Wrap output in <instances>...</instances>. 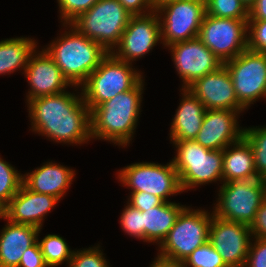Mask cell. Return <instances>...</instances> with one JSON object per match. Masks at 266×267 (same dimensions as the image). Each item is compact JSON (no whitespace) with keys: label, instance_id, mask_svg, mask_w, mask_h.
Listing matches in <instances>:
<instances>
[{"label":"cell","instance_id":"35","mask_svg":"<svg viewBox=\"0 0 266 267\" xmlns=\"http://www.w3.org/2000/svg\"><path fill=\"white\" fill-rule=\"evenodd\" d=\"M250 243L244 267H266V239L254 238Z\"/></svg>","mask_w":266,"mask_h":267},{"label":"cell","instance_id":"6","mask_svg":"<svg viewBox=\"0 0 266 267\" xmlns=\"http://www.w3.org/2000/svg\"><path fill=\"white\" fill-rule=\"evenodd\" d=\"M131 17L132 14L118 0H98L70 24L111 53L119 44Z\"/></svg>","mask_w":266,"mask_h":267},{"label":"cell","instance_id":"15","mask_svg":"<svg viewBox=\"0 0 266 267\" xmlns=\"http://www.w3.org/2000/svg\"><path fill=\"white\" fill-rule=\"evenodd\" d=\"M172 52L182 88H188L204 75L217 70L222 61L198 38L177 42L168 46Z\"/></svg>","mask_w":266,"mask_h":267},{"label":"cell","instance_id":"21","mask_svg":"<svg viewBox=\"0 0 266 267\" xmlns=\"http://www.w3.org/2000/svg\"><path fill=\"white\" fill-rule=\"evenodd\" d=\"M7 222L0 234V267H18L24 251L38 241L41 229Z\"/></svg>","mask_w":266,"mask_h":267},{"label":"cell","instance_id":"17","mask_svg":"<svg viewBox=\"0 0 266 267\" xmlns=\"http://www.w3.org/2000/svg\"><path fill=\"white\" fill-rule=\"evenodd\" d=\"M240 113L233 110H206L201 129L194 140L210 150H224L228 145L238 142L244 137V128L239 127L237 120Z\"/></svg>","mask_w":266,"mask_h":267},{"label":"cell","instance_id":"20","mask_svg":"<svg viewBox=\"0 0 266 267\" xmlns=\"http://www.w3.org/2000/svg\"><path fill=\"white\" fill-rule=\"evenodd\" d=\"M75 171L63 165L46 162L39 168L23 175V184L31 191L62 199L70 188Z\"/></svg>","mask_w":266,"mask_h":267},{"label":"cell","instance_id":"5","mask_svg":"<svg viewBox=\"0 0 266 267\" xmlns=\"http://www.w3.org/2000/svg\"><path fill=\"white\" fill-rule=\"evenodd\" d=\"M176 156L172 159L184 191L209 182L222 183L223 150H210L195 140L172 141Z\"/></svg>","mask_w":266,"mask_h":267},{"label":"cell","instance_id":"41","mask_svg":"<svg viewBox=\"0 0 266 267\" xmlns=\"http://www.w3.org/2000/svg\"><path fill=\"white\" fill-rule=\"evenodd\" d=\"M150 267H186V265L183 260H174L158 254Z\"/></svg>","mask_w":266,"mask_h":267},{"label":"cell","instance_id":"10","mask_svg":"<svg viewBox=\"0 0 266 267\" xmlns=\"http://www.w3.org/2000/svg\"><path fill=\"white\" fill-rule=\"evenodd\" d=\"M118 179L132 192H147L164 202L171 195L182 193L179 175L170 161L165 165L154 162L133 163L121 169Z\"/></svg>","mask_w":266,"mask_h":267},{"label":"cell","instance_id":"44","mask_svg":"<svg viewBox=\"0 0 266 267\" xmlns=\"http://www.w3.org/2000/svg\"><path fill=\"white\" fill-rule=\"evenodd\" d=\"M248 10L254 5L256 0H240Z\"/></svg>","mask_w":266,"mask_h":267},{"label":"cell","instance_id":"27","mask_svg":"<svg viewBox=\"0 0 266 267\" xmlns=\"http://www.w3.org/2000/svg\"><path fill=\"white\" fill-rule=\"evenodd\" d=\"M253 151L255 169L261 180H266V126L244 128V137Z\"/></svg>","mask_w":266,"mask_h":267},{"label":"cell","instance_id":"12","mask_svg":"<svg viewBox=\"0 0 266 267\" xmlns=\"http://www.w3.org/2000/svg\"><path fill=\"white\" fill-rule=\"evenodd\" d=\"M231 76L238 102L247 109L266 98V53L246 49L223 63Z\"/></svg>","mask_w":266,"mask_h":267},{"label":"cell","instance_id":"29","mask_svg":"<svg viewBox=\"0 0 266 267\" xmlns=\"http://www.w3.org/2000/svg\"><path fill=\"white\" fill-rule=\"evenodd\" d=\"M23 183V174L0 157V200L7 205Z\"/></svg>","mask_w":266,"mask_h":267},{"label":"cell","instance_id":"4","mask_svg":"<svg viewBox=\"0 0 266 267\" xmlns=\"http://www.w3.org/2000/svg\"><path fill=\"white\" fill-rule=\"evenodd\" d=\"M132 63L121 61L109 53L80 86L90 112L117 94L134 88L143 78Z\"/></svg>","mask_w":266,"mask_h":267},{"label":"cell","instance_id":"38","mask_svg":"<svg viewBox=\"0 0 266 267\" xmlns=\"http://www.w3.org/2000/svg\"><path fill=\"white\" fill-rule=\"evenodd\" d=\"M249 227L252 237L266 239V198L262 201Z\"/></svg>","mask_w":266,"mask_h":267},{"label":"cell","instance_id":"18","mask_svg":"<svg viewBox=\"0 0 266 267\" xmlns=\"http://www.w3.org/2000/svg\"><path fill=\"white\" fill-rule=\"evenodd\" d=\"M23 73L30 85V91L26 95L27 102L38 97L61 93L71 85L45 49L35 50L31 54Z\"/></svg>","mask_w":266,"mask_h":267},{"label":"cell","instance_id":"19","mask_svg":"<svg viewBox=\"0 0 266 267\" xmlns=\"http://www.w3.org/2000/svg\"><path fill=\"white\" fill-rule=\"evenodd\" d=\"M59 201L54 196L33 192L22 183L16 195L6 205L5 219L42 229L45 215Z\"/></svg>","mask_w":266,"mask_h":267},{"label":"cell","instance_id":"3","mask_svg":"<svg viewBox=\"0 0 266 267\" xmlns=\"http://www.w3.org/2000/svg\"><path fill=\"white\" fill-rule=\"evenodd\" d=\"M69 25V26H68ZM67 29L53 40L46 52L60 68L63 76L72 87L80 88L88 76L100 65L109 54L100 44L87 38L71 24L63 25Z\"/></svg>","mask_w":266,"mask_h":267},{"label":"cell","instance_id":"42","mask_svg":"<svg viewBox=\"0 0 266 267\" xmlns=\"http://www.w3.org/2000/svg\"><path fill=\"white\" fill-rule=\"evenodd\" d=\"M171 1H176V0H151V5L153 7V10H156L157 8Z\"/></svg>","mask_w":266,"mask_h":267},{"label":"cell","instance_id":"11","mask_svg":"<svg viewBox=\"0 0 266 267\" xmlns=\"http://www.w3.org/2000/svg\"><path fill=\"white\" fill-rule=\"evenodd\" d=\"M247 33L248 19L218 18L205 14L198 38L225 63L248 49Z\"/></svg>","mask_w":266,"mask_h":267},{"label":"cell","instance_id":"2","mask_svg":"<svg viewBox=\"0 0 266 267\" xmlns=\"http://www.w3.org/2000/svg\"><path fill=\"white\" fill-rule=\"evenodd\" d=\"M144 83L142 79L131 90L117 94L90 112L91 138L129 145L141 112Z\"/></svg>","mask_w":266,"mask_h":267},{"label":"cell","instance_id":"36","mask_svg":"<svg viewBox=\"0 0 266 267\" xmlns=\"http://www.w3.org/2000/svg\"><path fill=\"white\" fill-rule=\"evenodd\" d=\"M130 193L131 195L129 196L127 203L141 211L156 207L164 202L160 197H157L151 193L143 191Z\"/></svg>","mask_w":266,"mask_h":267},{"label":"cell","instance_id":"39","mask_svg":"<svg viewBox=\"0 0 266 267\" xmlns=\"http://www.w3.org/2000/svg\"><path fill=\"white\" fill-rule=\"evenodd\" d=\"M118 1L132 15H144L153 11L151 0H118Z\"/></svg>","mask_w":266,"mask_h":267},{"label":"cell","instance_id":"30","mask_svg":"<svg viewBox=\"0 0 266 267\" xmlns=\"http://www.w3.org/2000/svg\"><path fill=\"white\" fill-rule=\"evenodd\" d=\"M184 262L186 267H227L209 242L195 249Z\"/></svg>","mask_w":266,"mask_h":267},{"label":"cell","instance_id":"28","mask_svg":"<svg viewBox=\"0 0 266 267\" xmlns=\"http://www.w3.org/2000/svg\"><path fill=\"white\" fill-rule=\"evenodd\" d=\"M205 8L209 16L249 19V10L240 0H205Z\"/></svg>","mask_w":266,"mask_h":267},{"label":"cell","instance_id":"23","mask_svg":"<svg viewBox=\"0 0 266 267\" xmlns=\"http://www.w3.org/2000/svg\"><path fill=\"white\" fill-rule=\"evenodd\" d=\"M222 176L223 183L258 178L253 151L244 138L223 150Z\"/></svg>","mask_w":266,"mask_h":267},{"label":"cell","instance_id":"9","mask_svg":"<svg viewBox=\"0 0 266 267\" xmlns=\"http://www.w3.org/2000/svg\"><path fill=\"white\" fill-rule=\"evenodd\" d=\"M155 11L160 19L162 44L168 47L198 37L206 14L205 0L171 1Z\"/></svg>","mask_w":266,"mask_h":267},{"label":"cell","instance_id":"25","mask_svg":"<svg viewBox=\"0 0 266 267\" xmlns=\"http://www.w3.org/2000/svg\"><path fill=\"white\" fill-rule=\"evenodd\" d=\"M33 38L16 37L0 41V75L11 74L19 69L25 70L37 43Z\"/></svg>","mask_w":266,"mask_h":267},{"label":"cell","instance_id":"34","mask_svg":"<svg viewBox=\"0 0 266 267\" xmlns=\"http://www.w3.org/2000/svg\"><path fill=\"white\" fill-rule=\"evenodd\" d=\"M248 49L266 53V20H248Z\"/></svg>","mask_w":266,"mask_h":267},{"label":"cell","instance_id":"31","mask_svg":"<svg viewBox=\"0 0 266 267\" xmlns=\"http://www.w3.org/2000/svg\"><path fill=\"white\" fill-rule=\"evenodd\" d=\"M104 253L97 247H89L88 249L74 251L69 262V267H109L103 256Z\"/></svg>","mask_w":266,"mask_h":267},{"label":"cell","instance_id":"1","mask_svg":"<svg viewBox=\"0 0 266 267\" xmlns=\"http://www.w3.org/2000/svg\"><path fill=\"white\" fill-rule=\"evenodd\" d=\"M31 130L58 143L83 144L91 139L89 107L80 93L69 91L27 102Z\"/></svg>","mask_w":266,"mask_h":267},{"label":"cell","instance_id":"40","mask_svg":"<svg viewBox=\"0 0 266 267\" xmlns=\"http://www.w3.org/2000/svg\"><path fill=\"white\" fill-rule=\"evenodd\" d=\"M248 20H266V0H256L249 10Z\"/></svg>","mask_w":266,"mask_h":267},{"label":"cell","instance_id":"7","mask_svg":"<svg viewBox=\"0 0 266 267\" xmlns=\"http://www.w3.org/2000/svg\"><path fill=\"white\" fill-rule=\"evenodd\" d=\"M213 213L218 218L250 226L266 198L265 181L259 178L222 183Z\"/></svg>","mask_w":266,"mask_h":267},{"label":"cell","instance_id":"26","mask_svg":"<svg viewBox=\"0 0 266 267\" xmlns=\"http://www.w3.org/2000/svg\"><path fill=\"white\" fill-rule=\"evenodd\" d=\"M39 245L48 267H55L69 262L73 256L72 251L64 238L56 234H48L39 241Z\"/></svg>","mask_w":266,"mask_h":267},{"label":"cell","instance_id":"32","mask_svg":"<svg viewBox=\"0 0 266 267\" xmlns=\"http://www.w3.org/2000/svg\"><path fill=\"white\" fill-rule=\"evenodd\" d=\"M120 217L122 230L128 235L144 241V226L142 211L127 203Z\"/></svg>","mask_w":266,"mask_h":267},{"label":"cell","instance_id":"13","mask_svg":"<svg viewBox=\"0 0 266 267\" xmlns=\"http://www.w3.org/2000/svg\"><path fill=\"white\" fill-rule=\"evenodd\" d=\"M160 41L162 43L160 19L155 10L144 15H132L116 50L111 54L121 61L132 63L148 54Z\"/></svg>","mask_w":266,"mask_h":267},{"label":"cell","instance_id":"22","mask_svg":"<svg viewBox=\"0 0 266 267\" xmlns=\"http://www.w3.org/2000/svg\"><path fill=\"white\" fill-rule=\"evenodd\" d=\"M182 101L174 115L170 128V140H194L201 129L206 108L187 88L181 89Z\"/></svg>","mask_w":266,"mask_h":267},{"label":"cell","instance_id":"37","mask_svg":"<svg viewBox=\"0 0 266 267\" xmlns=\"http://www.w3.org/2000/svg\"><path fill=\"white\" fill-rule=\"evenodd\" d=\"M18 267H48L38 241L24 251Z\"/></svg>","mask_w":266,"mask_h":267},{"label":"cell","instance_id":"33","mask_svg":"<svg viewBox=\"0 0 266 267\" xmlns=\"http://www.w3.org/2000/svg\"><path fill=\"white\" fill-rule=\"evenodd\" d=\"M97 1L98 0H57L61 14V22L70 24L80 14L88 11Z\"/></svg>","mask_w":266,"mask_h":267},{"label":"cell","instance_id":"43","mask_svg":"<svg viewBox=\"0 0 266 267\" xmlns=\"http://www.w3.org/2000/svg\"><path fill=\"white\" fill-rule=\"evenodd\" d=\"M6 216V205L0 200V218L5 219Z\"/></svg>","mask_w":266,"mask_h":267},{"label":"cell","instance_id":"14","mask_svg":"<svg viewBox=\"0 0 266 267\" xmlns=\"http://www.w3.org/2000/svg\"><path fill=\"white\" fill-rule=\"evenodd\" d=\"M251 238L248 225L212 215L208 242L221 255L227 267L245 266Z\"/></svg>","mask_w":266,"mask_h":267},{"label":"cell","instance_id":"16","mask_svg":"<svg viewBox=\"0 0 266 267\" xmlns=\"http://www.w3.org/2000/svg\"><path fill=\"white\" fill-rule=\"evenodd\" d=\"M189 89L206 110L221 109L243 112L238 102L229 71L223 64L217 70L196 80Z\"/></svg>","mask_w":266,"mask_h":267},{"label":"cell","instance_id":"8","mask_svg":"<svg viewBox=\"0 0 266 267\" xmlns=\"http://www.w3.org/2000/svg\"><path fill=\"white\" fill-rule=\"evenodd\" d=\"M185 207L159 246L160 255L185 260L195 249L208 242L213 212Z\"/></svg>","mask_w":266,"mask_h":267},{"label":"cell","instance_id":"24","mask_svg":"<svg viewBox=\"0 0 266 267\" xmlns=\"http://www.w3.org/2000/svg\"><path fill=\"white\" fill-rule=\"evenodd\" d=\"M185 207L180 203L167 201L156 207L144 209L142 211L144 242H153L160 246Z\"/></svg>","mask_w":266,"mask_h":267}]
</instances>
